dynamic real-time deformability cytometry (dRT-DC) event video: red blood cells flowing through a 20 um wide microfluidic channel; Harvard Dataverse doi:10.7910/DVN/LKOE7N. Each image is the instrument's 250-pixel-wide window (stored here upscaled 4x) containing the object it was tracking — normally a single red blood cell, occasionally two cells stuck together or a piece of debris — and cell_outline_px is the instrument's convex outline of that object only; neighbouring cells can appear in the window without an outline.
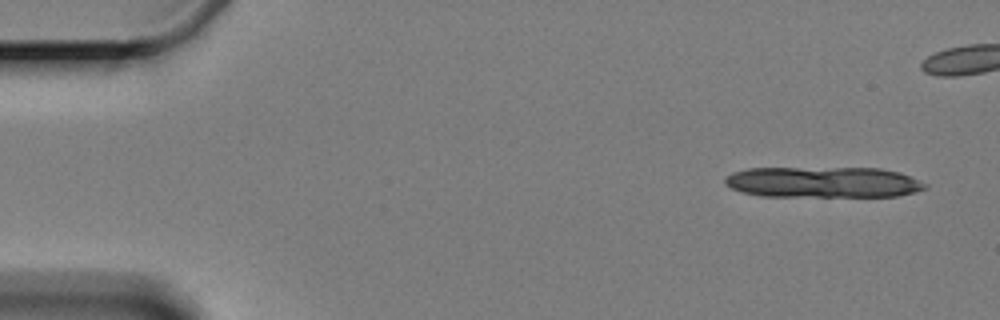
{"species": "Egyptian fruit bat (a non-hibernating species)", "species_latin": "Rousettus aegyptiacus", "temperature_condition": "cold", "stored_images_in_passage": 6, "segment_of_instrument_passage": [1, 2], "camera_frame_rate_fps": 3000, "um_per_image_px": 0.085, "animal": {"sex": "female"}, "frame": {"image": 1, "passage_image": 1, "time_ms": 0.0, "image_size_px": [1000, 320], "cell_outline_px": [[928, 188], [916, 192], [900, 196], [760, 196], [744, 192], [732, 188], [724, 184], [724, 180], [732, 172], [748, 168], [880, 168], [900, 172], [928, 184]], "centroid_in_image_um": [70.01, 15.48], "position_along_channel_um": 15.0, "area_um2": 36.18}}